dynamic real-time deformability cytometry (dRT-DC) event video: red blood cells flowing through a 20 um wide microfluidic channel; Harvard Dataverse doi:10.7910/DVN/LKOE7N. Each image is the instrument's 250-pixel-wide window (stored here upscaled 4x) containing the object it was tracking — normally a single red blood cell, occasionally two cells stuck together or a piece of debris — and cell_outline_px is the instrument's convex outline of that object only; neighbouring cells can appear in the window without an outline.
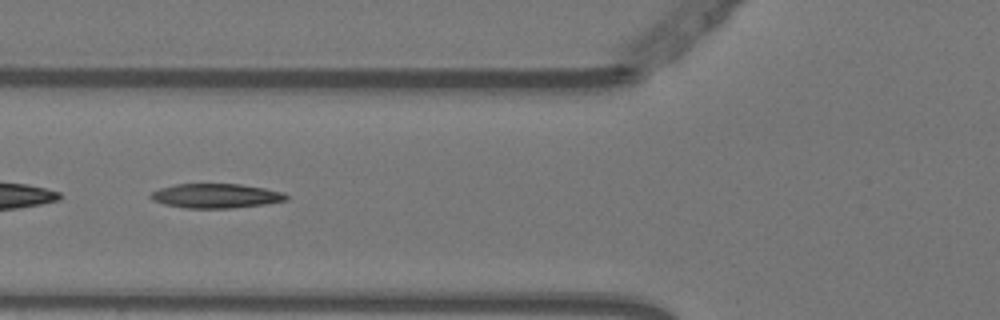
{"species": "Egyptian fruit bat (a non-hibernating species)", "species_latin": "Rousettus aegyptiacus", "temperature_condition": "warm", "stored_images_in_passage": 6, "camera_frame_rate_fps": 3000, "um_per_image_px": 0.085, "animal": {"sex": "female"}, "frame": {"image": 1, "passage_image": 5, "time_ms": 1.333, "image_size_px": [1000, 320], "cell_outline_px": [[288, 200], [264, 204], [232, 208], [184, 208], [164, 204], [152, 200], [148, 196], [152, 192], [160, 188], [176, 184], [240, 184], [264, 188], [284, 192], [288, 196]], "centroid_in_image_um": [18.35, 16.65], "position_along_channel_um": 107.5, "area_um2": 19.31}}
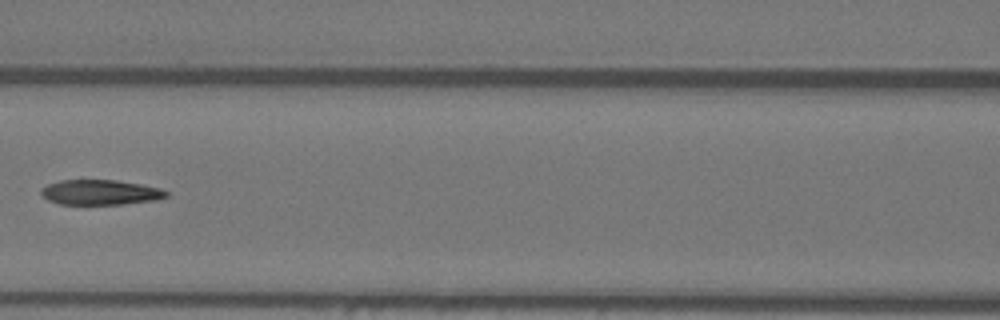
{"frame": {"image": 2, "passage_image": 6, "time_ms": 1.667, "image_size_px": [1000, 320], "cell_outline_px": [[168, 196], [156, 200], [120, 204], [60, 204], [48, 200], [40, 196], [40, 188], [48, 184], [60, 180], [116, 180], [140, 184], [160, 188], [168, 192]], "centroid_in_image_um": [8.48, 16.34], "position_along_channel_um": 158.1, "area_um2": 18.32}}